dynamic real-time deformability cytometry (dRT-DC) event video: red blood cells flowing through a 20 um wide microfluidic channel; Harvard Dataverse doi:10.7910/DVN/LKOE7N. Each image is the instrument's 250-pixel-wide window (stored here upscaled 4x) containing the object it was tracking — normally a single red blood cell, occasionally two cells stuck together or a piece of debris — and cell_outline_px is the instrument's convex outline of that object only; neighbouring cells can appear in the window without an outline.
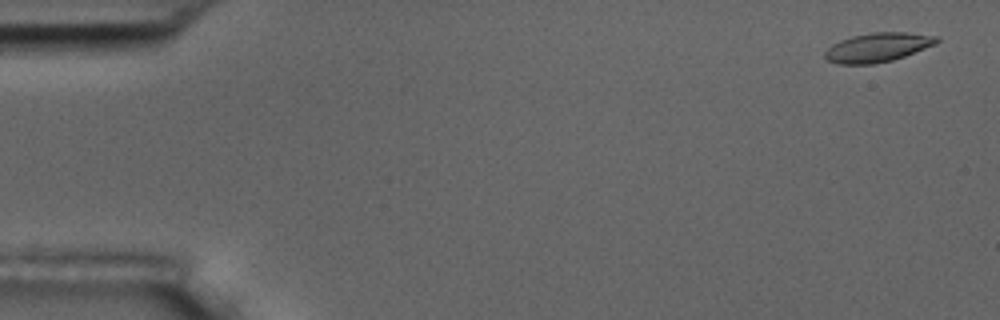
{"species": "common noctule bat (a hibernating species)", "species_latin": "Nyctalus noctula", "temperature_condition": "room temperature", "stored_images_in_passage": 5, "camera_frame_rate_fps": 3000, "um_per_image_px": 0.085, "animal": {"sex": "male", "body_mass_g": 17.5, "forearm_length_mm": 52.3}, "frame": {"image": 1, "passage_image": 1, "time_ms": 0.0, "image_size_px": [1000, 320], "cell_outline_px": [[940, 40], [936, 44], [904, 56], [892, 60], [872, 64], [840, 64], [828, 60], [824, 56], [824, 52], [832, 44], [840, 40], [852, 36], [872, 32], [904, 32], [940, 36]], "centroid_in_image_um": [74.62, 4.02], "position_along_channel_um": 10.4, "area_um2": 18.96}}
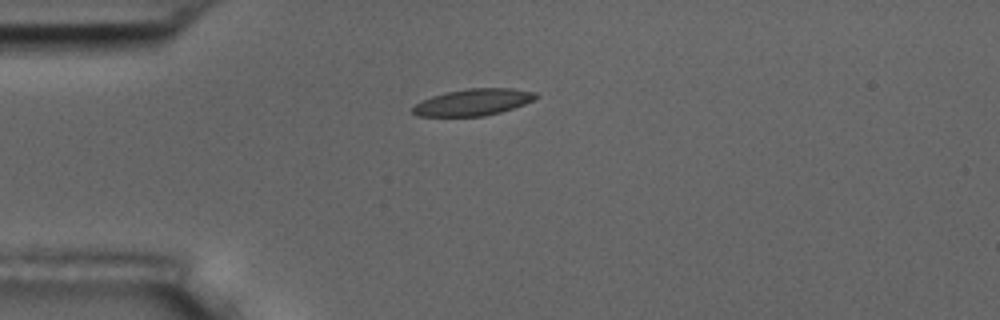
{"frame": {"image": 2, "passage_image": 4, "time_ms": 4.0, "image_size_px": [1000, 320], "cell_outline_px": [[540, 96], [524, 104], [500, 112], [484, 116], [416, 116], [412, 112], [412, 108], [420, 100], [444, 92], [468, 88], [512, 88], [536, 92]], "centroid_in_image_um": [40.2, 8.68], "position_along_channel_um": 44.8, "area_um2": 19.19}}